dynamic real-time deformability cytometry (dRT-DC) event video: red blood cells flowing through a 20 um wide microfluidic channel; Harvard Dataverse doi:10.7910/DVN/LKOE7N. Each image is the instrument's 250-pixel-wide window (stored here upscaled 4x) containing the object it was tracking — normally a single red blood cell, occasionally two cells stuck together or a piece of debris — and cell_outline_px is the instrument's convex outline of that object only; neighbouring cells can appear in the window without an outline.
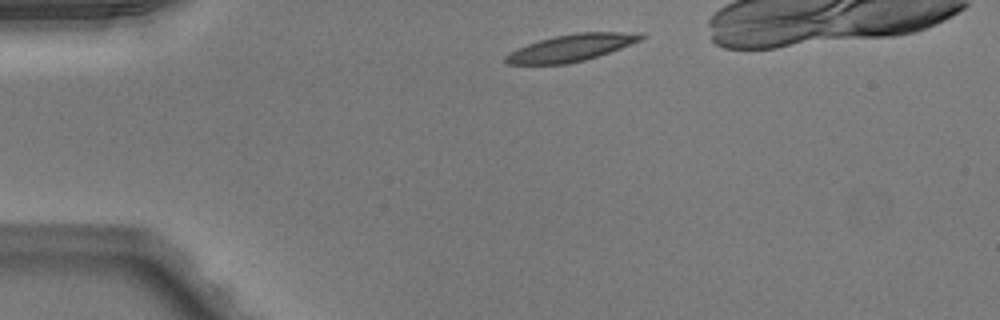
{"species": "Egyptian fruit bat (a non-hibernating species)", "species_latin": "Rousettus aegyptiacus", "temperature_condition": "warm", "stored_images_in_passage": 37, "camera_frame_rate_fps": 3000, "um_per_image_px": 0.085, "animal": {"sex": "male"}, "frame": {"image": 1, "passage_image": 3, "time_ms": 0.667, "image_size_px": [1000, 320], "cell_outline_px": [[648, 36], [640, 40], [620, 48], [584, 60], [568, 64], [508, 64], [504, 60], [504, 56], [528, 44], [540, 40], [556, 36], [576, 32], [640, 32]], "centroid_in_image_um": [48.6, 4.05], "position_along_channel_um": 36.4, "area_um2": 20.92}}
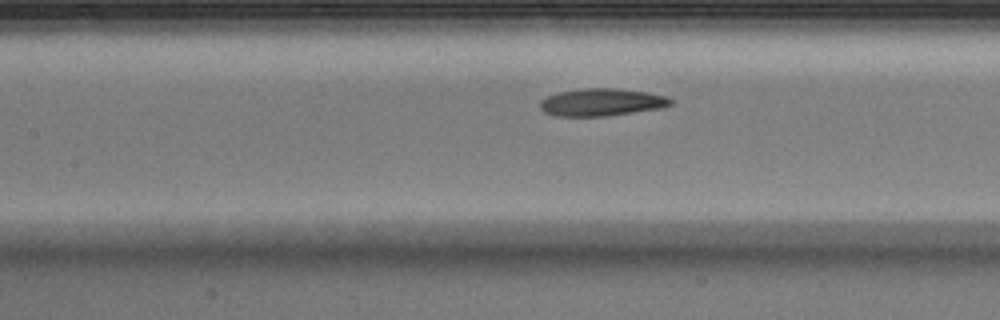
{"frame": {"image": 2, "passage_image": 15, "time_ms": 4.667, "image_size_px": [1000, 320], "cell_outline_px": [[672, 104], [660, 108], [608, 116], [556, 116], [544, 112], [540, 108], [540, 100], [548, 96], [560, 92], [584, 88], [616, 88], [648, 92], [668, 96], [672, 100]], "centroid_in_image_um": [51.15, 8.69], "position_along_channel_um": 156.3, "area_um2": 20.92}}
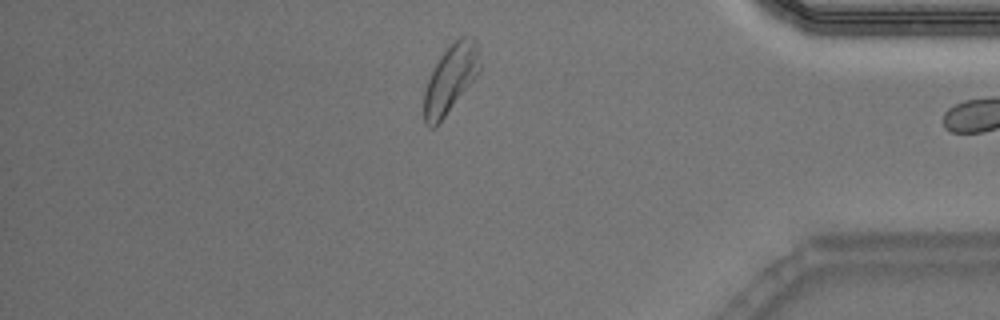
{"frame": {"image": 3, "passage_image": 35, "time_ms": 11.333, "image_size_px": [1000, 320], "cell_outline_px": [[480, 72], [444, 116], [432, 128], [428, 128], [424, 124], [424, 92], [428, 80], [440, 56], [460, 36], [476, 36], [480, 48]], "centroid_in_image_um": [38.33, 6.64], "position_along_channel_um": 396.9, "area_um2": 21.96}, "authors_computed_cell_mechanics": {"area_um2": 21.3282, "velocity_mm_per_s": 4.0333, "shape_relaxation_time_tau1_ms": 4.5735, "shape_relaxation_time_tau2_ms": 4.0362, "deformation_change_tau1": 0.1496, "deformation_change_tau2": 0.1217}}